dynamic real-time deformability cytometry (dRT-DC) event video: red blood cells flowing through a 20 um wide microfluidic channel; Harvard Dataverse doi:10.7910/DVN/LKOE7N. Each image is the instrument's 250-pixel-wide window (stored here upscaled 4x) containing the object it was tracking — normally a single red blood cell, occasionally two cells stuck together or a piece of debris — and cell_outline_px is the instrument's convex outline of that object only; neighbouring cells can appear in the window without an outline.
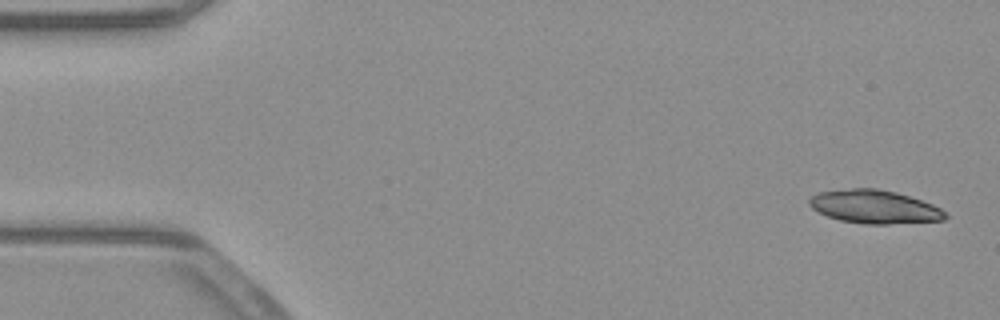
{"species": "common noctule bat (a hibernating species)", "species_latin": "Nyctalus noctula", "temperature_condition": "warm", "stored_images_in_passage": 26, "camera_frame_rate_fps": 3000, "um_per_image_px": 0.085, "animal": {"sex": "male", "body_mass_g": 23.1, "forearm_length_mm": 52.7}, "frame": {"image": 1, "passage_image": 2, "time_ms": 0.333, "image_size_px": [1000, 320], "cell_outline_px": [[948, 216], [944, 220], [888, 224], [864, 224], [840, 220], [828, 216], [812, 208], [808, 204], [808, 200], [816, 192], [852, 188], [876, 188], [896, 192], [932, 204], [940, 208]], "centroid_in_image_um": [74.3, 17.57], "position_along_channel_um": 10.7, "area_um2": 26.36}}